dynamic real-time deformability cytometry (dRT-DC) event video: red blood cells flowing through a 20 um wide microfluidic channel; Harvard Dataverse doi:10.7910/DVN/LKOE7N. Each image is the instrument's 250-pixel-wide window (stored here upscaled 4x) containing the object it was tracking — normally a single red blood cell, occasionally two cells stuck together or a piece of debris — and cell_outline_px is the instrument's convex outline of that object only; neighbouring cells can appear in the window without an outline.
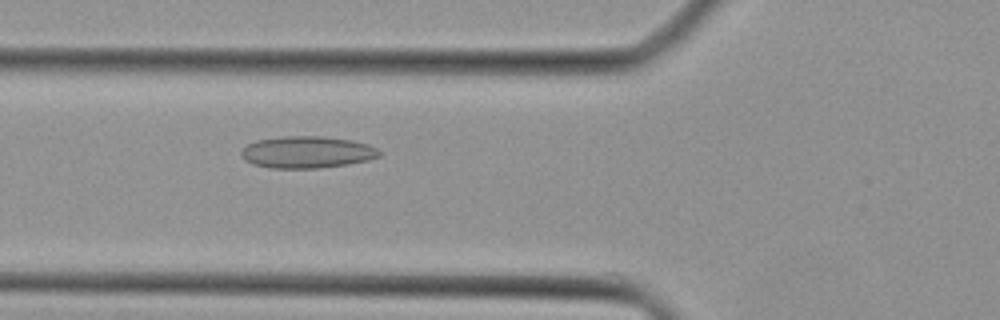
{"species": "Egyptian fruit bat (a non-hibernating species)", "species_latin": "Rousettus aegyptiacus", "temperature_condition": "cold", "stored_images_in_passage": 23, "camera_frame_rate_fps": 3000, "um_per_image_px": 0.085, "animal": {"sex": "female"}, "frame": {"image": 1, "passage_image": 4, "time_ms": 1.0, "image_size_px": [1000, 320], "cell_outline_px": [[380, 156], [368, 160], [348, 164], [316, 168], [268, 168], [252, 164], [244, 160], [240, 156], [240, 152], [248, 144], [256, 140], [284, 136], [324, 136], [352, 140], [368, 144], [376, 148], [380, 152]], "centroid_in_image_um": [26.07, 12.93], "position_along_channel_um": 99.7, "area_um2": 25.78}}
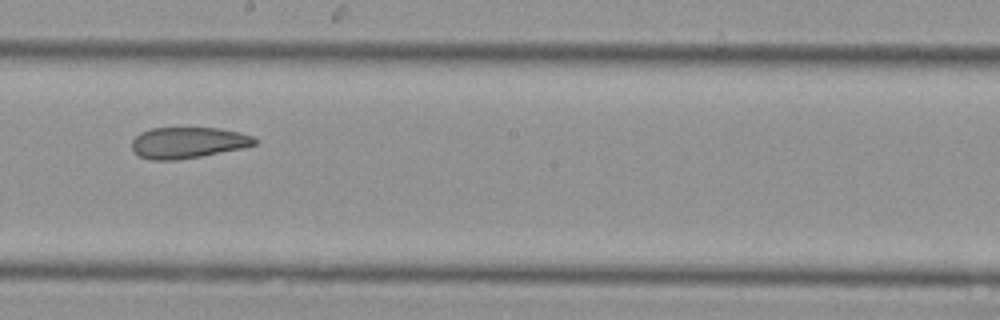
{"frame": {"image": 2, "passage_image": 12, "time_ms": 3.667, "image_size_px": [1000, 320], "cell_outline_px": [[256, 144], [240, 148], [200, 156], [176, 160], [148, 160], [140, 156], [132, 148], [132, 140], [140, 132], [152, 128], [220, 128], [240, 132], [252, 136], [256, 140]], "centroid_in_image_um": [15.94, 12.12], "position_along_channel_um": 232.3, "area_um2": 22.08}}
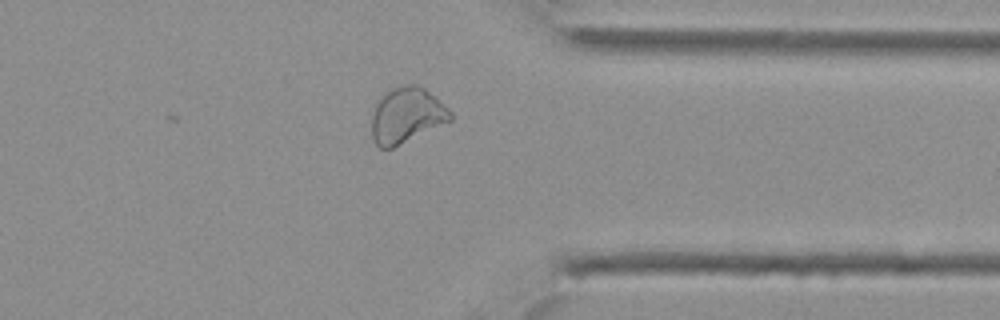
{"frame": {"image": 3, "passage_image": 21, "time_ms": 6.667, "image_size_px": [1000, 320], "cell_outline_px": [[452, 120], [392, 148], [380, 148], [376, 144], [372, 136], [372, 116], [376, 104], [392, 88], [404, 84], [416, 84], [424, 88], [436, 96], [452, 112]], "centroid_in_image_um": [34.59, 9.8], "position_along_channel_um": 376.8, "area_um2": 25.2}}